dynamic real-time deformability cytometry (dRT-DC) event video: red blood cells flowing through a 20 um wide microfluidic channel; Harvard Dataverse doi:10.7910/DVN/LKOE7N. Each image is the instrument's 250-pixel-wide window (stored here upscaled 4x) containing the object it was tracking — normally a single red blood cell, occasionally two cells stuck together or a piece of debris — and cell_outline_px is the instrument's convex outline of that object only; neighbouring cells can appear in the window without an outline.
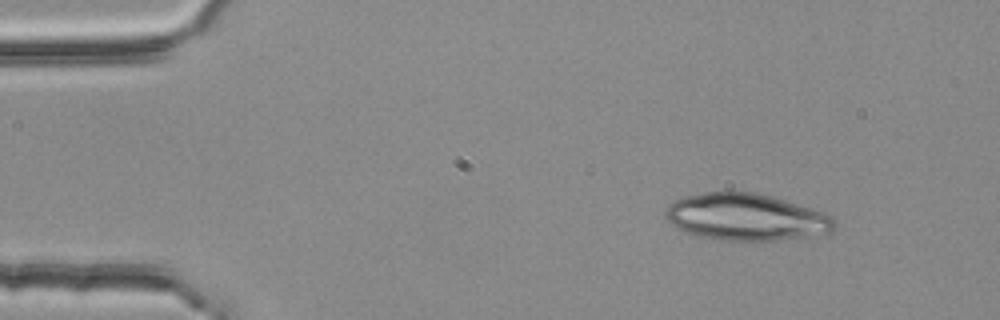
{"species": "common noctule bat (a hibernating species)", "species_latin": "Nyctalus noctula", "temperature_condition": "room temperature", "stored_images_in_passage": 3, "camera_frame_rate_fps": 3000, "um_per_image_px": 0.085, "animal": {"sex": "female", "body_mass_g": 25.1}, "frame": {"image": 1, "passage_image": 1, "time_ms": 0.0, "image_size_px": [1000, 320], "cell_outline_px": [[836, 228], [828, 232], [812, 236], [776, 240], [724, 240], [700, 236], [684, 232], [676, 228], [664, 216], [664, 212], [668, 204], [684, 196], [704, 192], [756, 192], [784, 200], [824, 212], [832, 216], [836, 220]], "centroid_in_image_um": [63.4, 18.45], "position_along_channel_um": 21.6, "area_um2": 46.12}}